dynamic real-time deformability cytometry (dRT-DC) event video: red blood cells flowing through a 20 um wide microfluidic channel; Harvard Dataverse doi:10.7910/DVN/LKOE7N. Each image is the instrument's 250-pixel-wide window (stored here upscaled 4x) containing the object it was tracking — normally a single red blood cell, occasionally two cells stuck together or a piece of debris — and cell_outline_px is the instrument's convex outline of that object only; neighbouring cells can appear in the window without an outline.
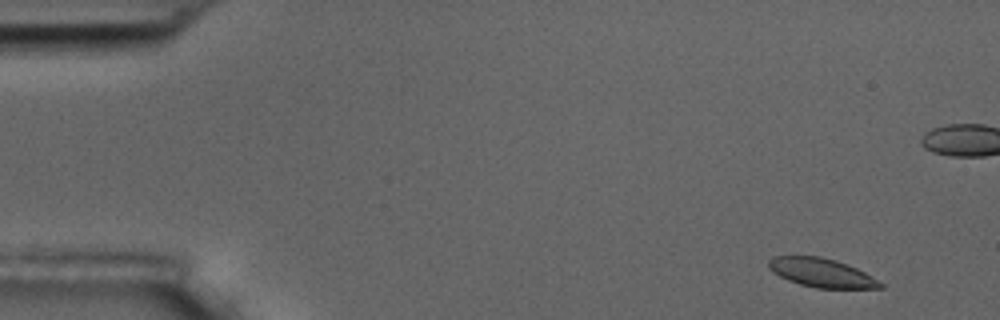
{"species": "common noctule bat (a hibernating species)", "species_latin": "Nyctalus noctula", "temperature_condition": "room temperature", "stored_images_in_passage": 5, "camera_frame_rate_fps": 3000, "um_per_image_px": 0.085, "animal": {"sex": "male", "body_mass_g": 17.5, "forearm_length_mm": 52.3}, "frame": {"image": 1, "passage_image": 1, "time_ms": 0.0, "image_size_px": [1000, 320], "cell_outline_px": [[884, 288], [816, 288], [800, 284], [788, 280], [772, 272], [768, 268], [768, 260], [772, 256], [820, 256], [836, 260], [848, 264], [872, 276], [884, 284]], "centroid_in_image_um": [69.82, 23.18], "position_along_channel_um": 15.2, "area_um2": 18.84}}